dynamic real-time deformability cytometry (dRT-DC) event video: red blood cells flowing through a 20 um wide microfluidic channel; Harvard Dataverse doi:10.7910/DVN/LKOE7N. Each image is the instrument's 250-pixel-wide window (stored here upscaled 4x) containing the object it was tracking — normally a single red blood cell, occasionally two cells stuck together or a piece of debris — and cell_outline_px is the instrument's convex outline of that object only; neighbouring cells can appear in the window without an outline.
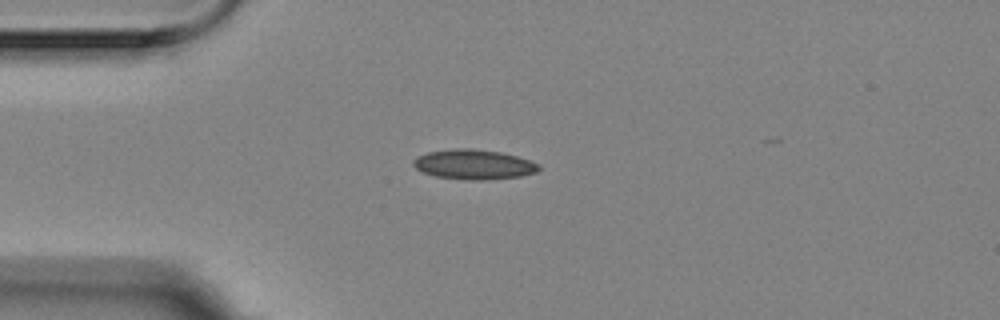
{"species": "Egyptian fruit bat (a non-hibernating species)", "species_latin": "Rousettus aegyptiacus", "temperature_condition": "room temperature", "stored_images_in_passage": 5, "camera_frame_rate_fps": 3000, "um_per_image_px": 0.085, "animal": {"sex": "female"}, "frame": {"image": 1, "passage_image": 1, "time_ms": 0.0, "image_size_px": [1000, 320], "cell_outline_px": [[540, 168], [536, 172], [520, 176], [480, 180], [468, 180], [436, 176], [424, 172], [416, 168], [412, 164], [412, 160], [416, 156], [428, 152], [452, 148], [472, 148], [500, 152], [516, 156], [540, 164]], "centroid_in_image_um": [40.24, 13.96], "position_along_channel_um": 44.8, "area_um2": 21.73}}
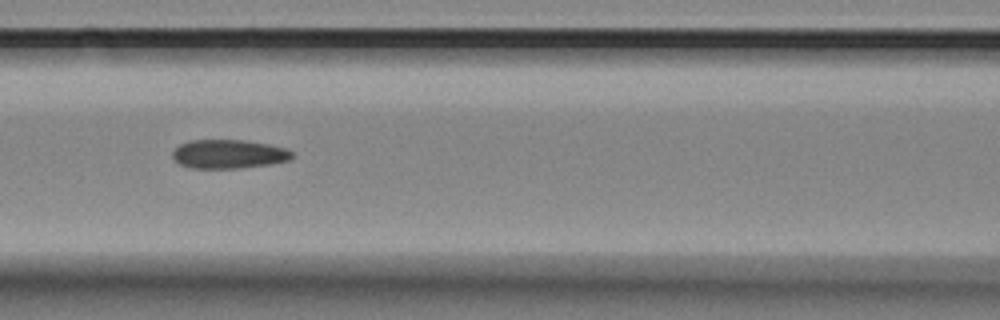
{"frame": {"image": 2, "passage_image": 4, "time_ms": 1.0, "image_size_px": [1000, 320], "cell_outline_px": [[292, 156], [288, 160], [268, 164], [236, 168], [192, 168], [180, 164], [172, 156], [172, 152], [180, 144], [188, 140], [244, 140], [268, 144], [284, 148], [292, 152]], "centroid_in_image_um": [19.39, 13.08], "position_along_channel_um": 147.2, "area_um2": 19.83}}
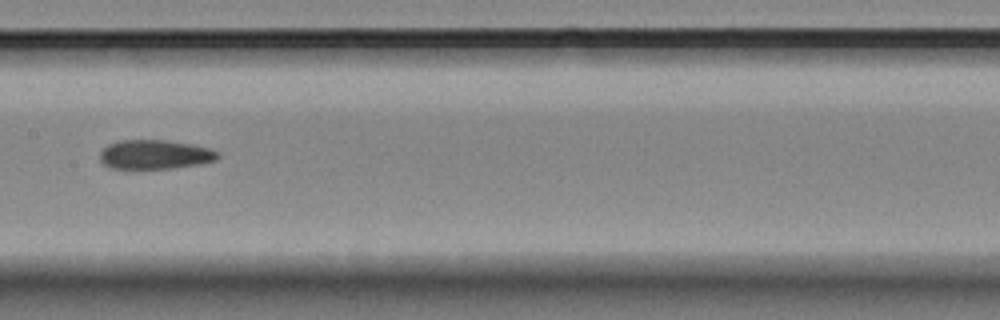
{"frame": {"image": 3, "passage_image": 5, "time_ms": 1.333, "image_size_px": [1000, 320], "cell_outline_px": [[220, 156], [216, 160], [200, 164], [172, 168], [108, 168], [100, 160], [100, 152], [108, 144], [116, 140], [164, 140], [192, 144], [212, 148], [220, 152]], "centroid_in_image_um": [13.19, 13.12], "position_along_channel_um": 194.2, "area_um2": 20.23}}